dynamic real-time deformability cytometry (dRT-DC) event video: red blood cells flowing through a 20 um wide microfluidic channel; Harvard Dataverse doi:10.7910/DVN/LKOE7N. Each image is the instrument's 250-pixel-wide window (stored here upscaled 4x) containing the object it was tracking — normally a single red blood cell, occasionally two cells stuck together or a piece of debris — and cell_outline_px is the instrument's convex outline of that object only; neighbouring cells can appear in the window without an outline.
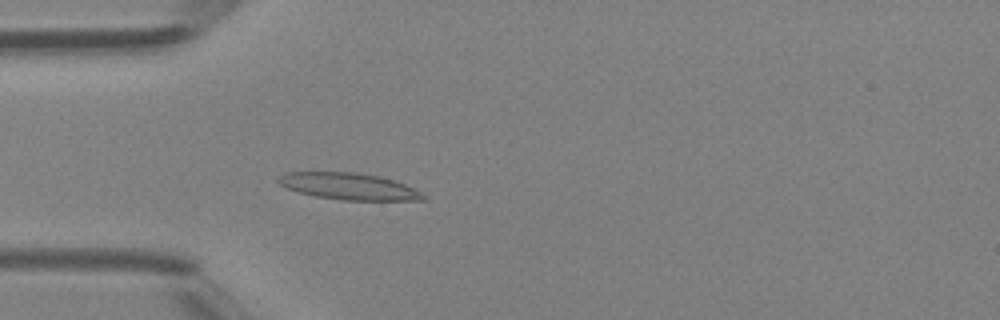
{"species": "Egyptian fruit bat (a non-hibernating species)", "species_latin": "Rousettus aegyptiacus", "temperature_condition": "room temperature", "stored_images_in_passage": 45, "camera_frame_rate_fps": 3000, "um_per_image_px": 0.085, "animal": {"sex": "female"}, "frame": {"image": 1, "passage_image": 12, "time_ms": 3.667, "image_size_px": [1000, 320], "cell_outline_px": [[428, 200], [344, 200], [316, 196], [300, 192], [288, 188], [280, 184], [276, 180], [276, 176], [284, 172], [356, 172], [376, 176], [392, 180], [404, 184], [428, 196]], "centroid_in_image_um": [29.63, 15.83], "position_along_channel_um": 55.4, "area_um2": 22.37}}
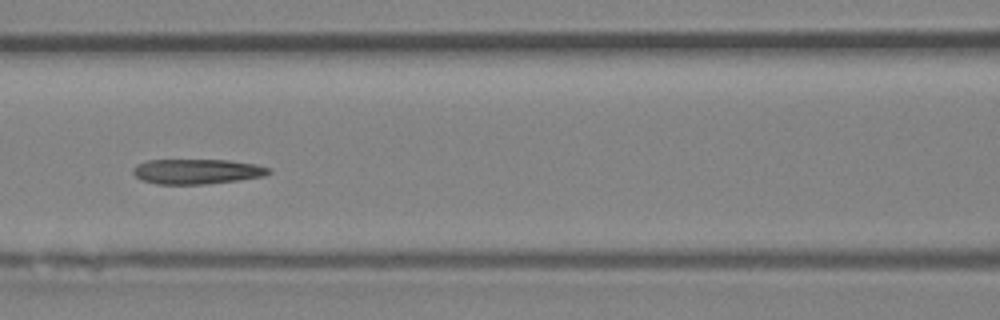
{"frame": {"image": 2, "passage_image": 19, "time_ms": 6.0, "image_size_px": [1000, 320], "cell_outline_px": [[272, 172], [264, 176], [236, 180], [204, 184], [156, 184], [140, 180], [132, 172], [132, 168], [136, 164], [148, 160], [228, 160], [256, 164], [268, 168]], "centroid_in_image_um": [16.69, 14.57], "position_along_channel_um": 149.9, "area_um2": 19.77}}
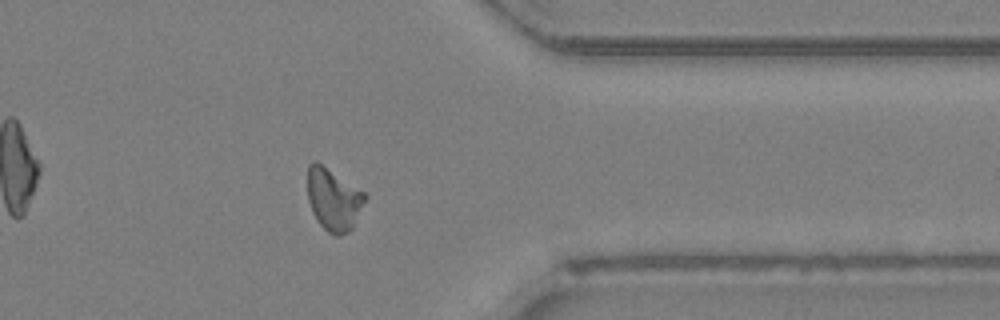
{"frame": {"image": 3, "passage_image": 36, "time_ms": 11.667, "image_size_px": [1000, 320], "cell_outline_px": [[368, 196], [352, 228], [348, 232], [340, 236], [336, 236], [328, 232], [316, 220], [312, 212], [308, 200], [308, 164], [312, 160], [316, 160], [364, 192]], "centroid_in_image_um": [28.34, 16.95], "position_along_channel_um": 383.1, "area_um2": 20.87}, "authors_computed_cell_mechanics": {"area_um2": 20.2878, "velocity_mm_per_s": 4.3034, "shape_relaxation_time_tau1_ms": null, "shape_relaxation_time_tau2_ms": 5.5734, "deformation_change_tau1": null, "deformation_change_tau2": 0.1543}}